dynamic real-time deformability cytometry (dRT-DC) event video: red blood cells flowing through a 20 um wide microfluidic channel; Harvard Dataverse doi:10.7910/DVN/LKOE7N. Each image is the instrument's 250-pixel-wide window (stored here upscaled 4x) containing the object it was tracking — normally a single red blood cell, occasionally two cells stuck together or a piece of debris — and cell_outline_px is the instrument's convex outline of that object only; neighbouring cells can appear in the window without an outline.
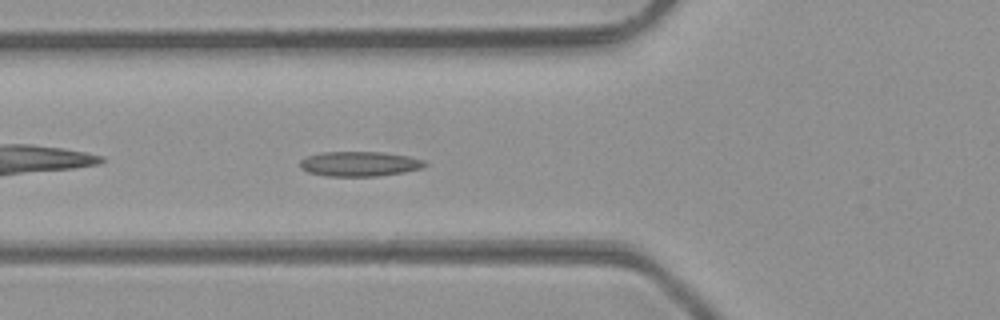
{"species": "common noctule bat (a hibernating species)", "species_latin": "Nyctalus noctula", "temperature_condition": "room temperature", "stored_images_in_passage": 35, "camera_frame_rate_fps": 3000, "um_per_image_px": 0.085, "animal": {"sex": "male", "body_mass_g": 23.1, "forearm_length_mm": 52.7}, "frame": {"image": 1, "passage_image": 4, "time_ms": 1.0, "image_size_px": [1000, 320], "cell_outline_px": [[428, 164], [420, 168], [404, 172], [376, 176], [328, 176], [308, 172], [300, 168], [300, 160], [308, 156], [320, 152], [384, 152], [408, 156], [424, 160]], "centroid_in_image_um": [30.55, 13.92], "position_along_channel_um": 95.3, "area_um2": 18.03}}
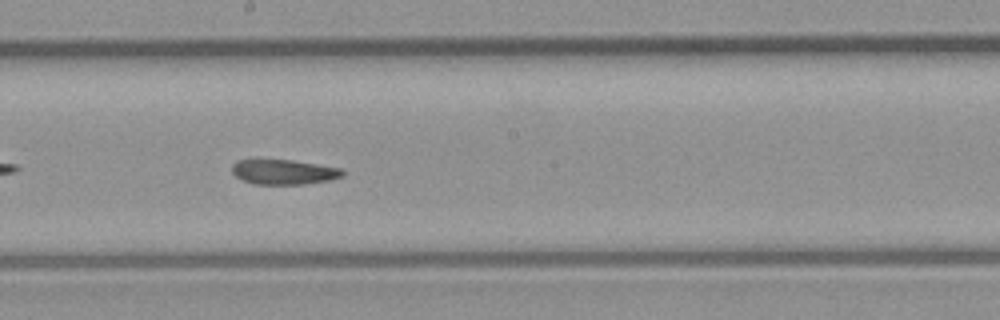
{"frame": {"image": 2, "passage_image": 13, "time_ms": 4.0, "image_size_px": [1000, 320], "cell_outline_px": [[344, 176], [328, 180], [304, 184], [252, 184], [236, 176], [232, 172], [232, 164], [236, 160], [292, 160], [340, 168], [344, 172]], "centroid_in_image_um": [24.1, 14.62], "position_along_channel_um": 224.1, "area_um2": 15.9}}
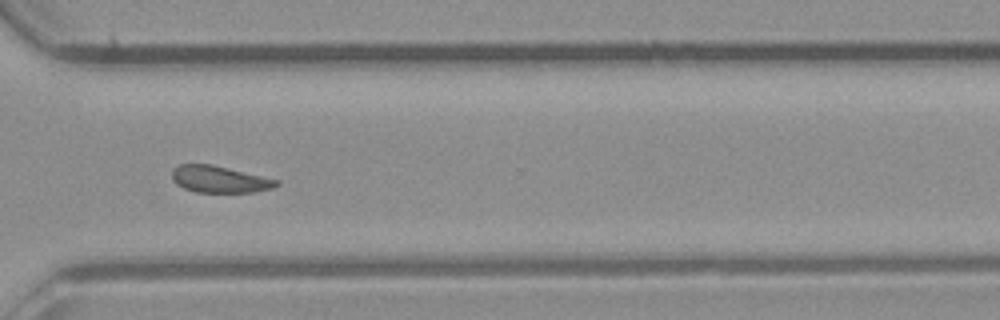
{"frame": {"image": 3, "passage_image": 22, "time_ms": 7.0, "image_size_px": [1000, 320], "cell_outline_px": [[280, 184], [272, 188], [256, 192], [196, 192], [184, 188], [176, 184], [172, 180], [172, 168], [180, 164], [212, 164], [280, 180]], "centroid_in_image_um": [18.66, 15.23], "position_along_channel_um": 351.9, "area_um2": 16.42}, "authors_computed_cell_mechanics": {"area_um2": 16.9932, "velocity_mm_per_s": 4.2716, "shape_relaxation_time_tau1_ms": null, "shape_relaxation_time_tau2_ms": 3.6814, "deformation_change_tau1": null, "deformation_change_tau2": 0.088}}